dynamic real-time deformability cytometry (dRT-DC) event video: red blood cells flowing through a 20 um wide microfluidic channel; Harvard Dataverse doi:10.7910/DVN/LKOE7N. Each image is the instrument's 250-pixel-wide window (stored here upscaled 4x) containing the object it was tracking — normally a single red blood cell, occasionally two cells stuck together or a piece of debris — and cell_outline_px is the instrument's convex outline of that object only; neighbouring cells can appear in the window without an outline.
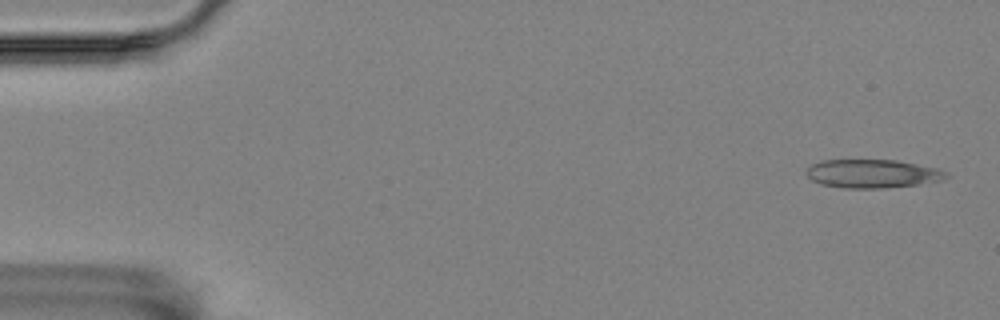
{"species": "Egyptian fruit bat (a non-hibernating species)", "species_latin": "Rousettus aegyptiacus", "temperature_condition": "room temperature", "stored_images_in_passage": 5, "camera_frame_rate_fps": 3000, "um_per_image_px": 0.085, "animal": {"sex": "female"}, "frame": {"image": 1, "passage_image": 5, "time_ms": 1.333, "image_size_px": [1000, 320], "cell_outline_px": [[952, 176], [944, 180], [920, 184], [884, 188], [844, 188], [820, 184], [812, 180], [808, 176], [808, 168], [812, 164], [820, 160], [896, 160], [936, 168], [948, 172]], "centroid_in_image_um": [74.21, 14.77], "position_along_channel_um": 10.8, "area_um2": 23.29}}